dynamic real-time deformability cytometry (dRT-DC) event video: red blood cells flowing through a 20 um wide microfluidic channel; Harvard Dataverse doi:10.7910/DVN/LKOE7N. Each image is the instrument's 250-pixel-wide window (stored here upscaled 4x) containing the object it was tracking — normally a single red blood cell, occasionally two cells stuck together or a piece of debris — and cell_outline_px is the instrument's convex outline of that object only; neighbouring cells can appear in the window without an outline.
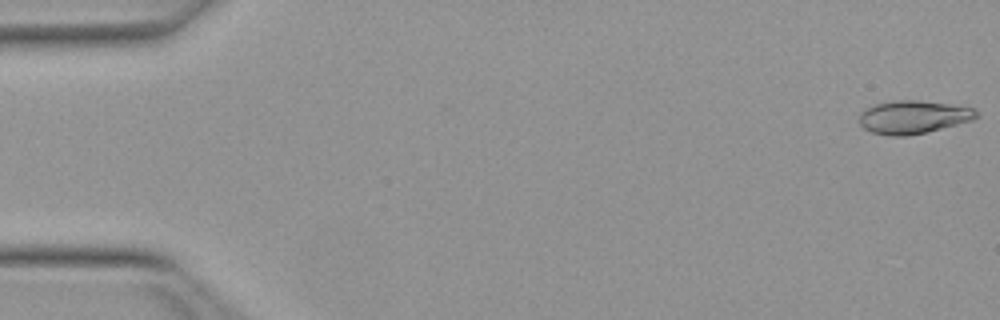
{"species": "Egyptian fruit bat (a non-hibernating species)", "species_latin": "Rousettus aegyptiacus", "temperature_condition": "warm", "stored_images_in_passage": 51, "camera_frame_rate_fps": 3000, "um_per_image_px": 0.085, "animal": {"sex": "female"}, "frame": {"image": 1, "passage_image": 1, "time_ms": 0.0, "image_size_px": [1000, 320], "cell_outline_px": [[980, 116], [972, 120], [908, 136], [892, 136], [872, 132], [864, 128], [860, 124], [860, 112], [864, 108], [876, 104], [896, 100], [916, 100], [948, 104], [972, 108]], "centroid_in_image_um": [77.58, 9.95], "position_along_channel_um": 7.4, "area_um2": 22.25}}
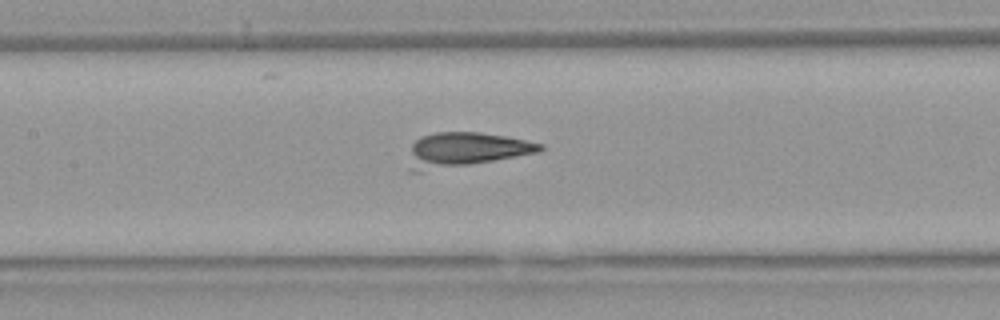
{"frame": {"image": 2, "passage_image": 24, "time_ms": 7.667, "image_size_px": [1000, 320], "cell_outline_px": [[544, 148], [540, 152], [420, 172], [408, 172], [408, 168], [412, 144], [420, 136], [436, 132], [480, 132], [504, 136], [544, 144]], "centroid_in_image_um": [39.51, 12.72], "position_along_channel_um": 167.9, "area_um2": 25.95}}
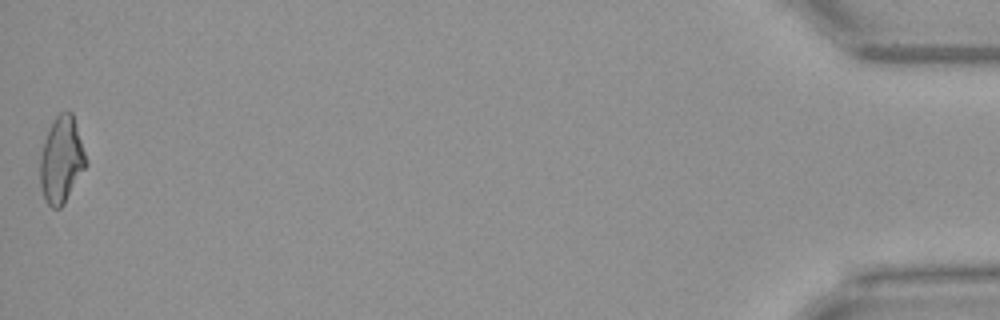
{"frame": {"image": 3, "passage_image": 51, "time_ms": 16.667, "image_size_px": [1000, 320], "cell_outline_px": [[88, 164], [64, 204], [60, 208], [52, 208], [48, 204], [40, 188], [40, 156], [52, 120], [60, 112], [72, 112], [88, 160]], "centroid_in_image_um": [5.24, 13.6], "position_along_channel_um": 430.0, "area_um2": 23.06}}